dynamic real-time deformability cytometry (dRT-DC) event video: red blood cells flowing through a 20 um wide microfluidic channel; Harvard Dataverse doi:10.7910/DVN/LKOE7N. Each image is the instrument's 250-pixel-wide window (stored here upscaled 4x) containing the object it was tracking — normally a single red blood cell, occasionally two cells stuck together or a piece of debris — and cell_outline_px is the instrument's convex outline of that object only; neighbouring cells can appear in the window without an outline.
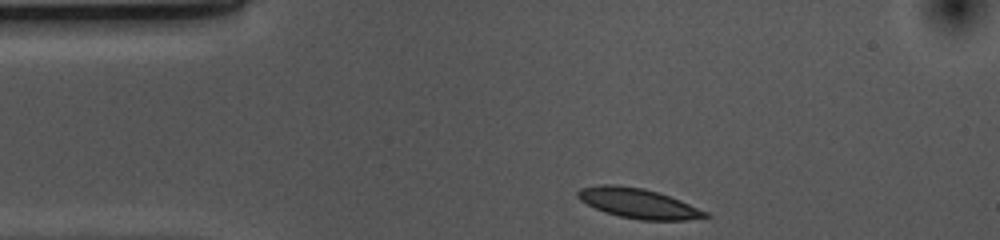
{"species": "common noctule bat (a hibernating species)", "species_latin": "Nyctalus noctula", "temperature_condition": "cold", "stored_images_in_passage": 33, "camera_frame_rate_fps": 3000, "um_per_image_px": 0.085, "animal": {"sex": "female", "body_mass_g": 10.0, "forearm_length_mm": 53.1}, "frame": {"image": 1, "passage_image": 1, "time_ms": 0.0, "image_size_px": [1000, 240], "cell_outline_px": [[712, 216], [688, 220], [640, 220], [620, 216], [604, 212], [580, 200], [576, 196], [576, 192], [580, 188], [600, 184], [612, 184], [644, 188], [680, 200], [708, 212]], "centroid_in_image_um": [54.24, 17.28], "position_along_channel_um": 30.8, "area_um2": 22.14}}
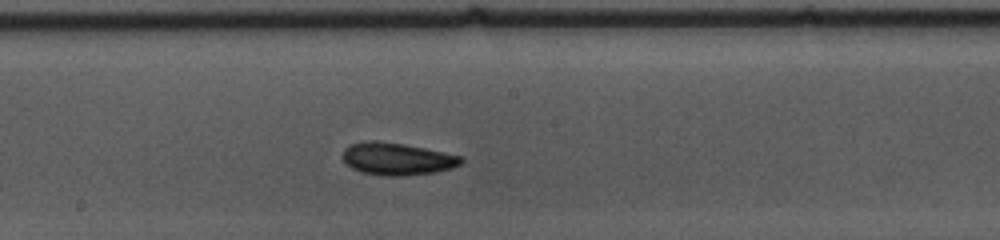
{"frame": {"image": 2, "passage_image": 19, "time_ms": 6.0, "image_size_px": [1000, 240], "cell_outline_px": [[464, 160], [460, 164], [452, 168], [436, 172], [400, 176], [384, 176], [360, 172], [344, 164], [340, 156], [344, 148], [348, 144], [404, 144], [444, 152], [460, 156]], "centroid_in_image_um": [33.75, 13.56], "position_along_channel_um": 214.5, "area_um2": 21.73}}
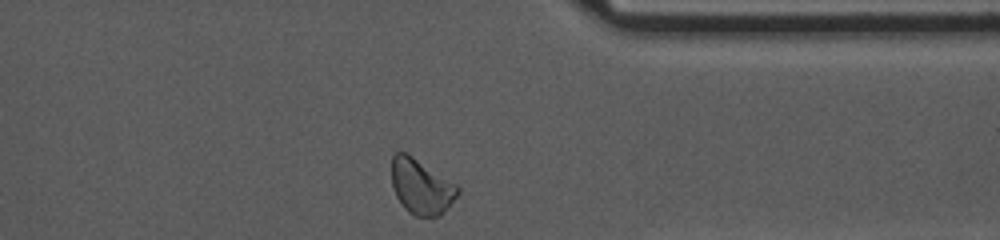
{"frame": {"image": 3, "passage_image": 33, "time_ms": 10.667, "image_size_px": [1000, 240], "cell_outline_px": [[460, 192], [444, 212], [440, 216], [416, 216], [408, 212], [404, 208], [396, 196], [392, 184], [392, 156], [396, 152], [408, 152], [456, 184], [460, 188]], "centroid_in_image_um": [35.8, 15.85], "position_along_channel_um": 375.6, "area_um2": 21.33}, "authors_computed_cell_mechanics": {"area_um2": 21.386, "velocity_mm_per_s": 3.6485, "shape_relaxation_time_tau1_ms": 3.5469, "shape_relaxation_time_tau2_ms": 5.5694, "deformation_change_tau1": 0.0872, "deformation_change_tau2": 0.102}}